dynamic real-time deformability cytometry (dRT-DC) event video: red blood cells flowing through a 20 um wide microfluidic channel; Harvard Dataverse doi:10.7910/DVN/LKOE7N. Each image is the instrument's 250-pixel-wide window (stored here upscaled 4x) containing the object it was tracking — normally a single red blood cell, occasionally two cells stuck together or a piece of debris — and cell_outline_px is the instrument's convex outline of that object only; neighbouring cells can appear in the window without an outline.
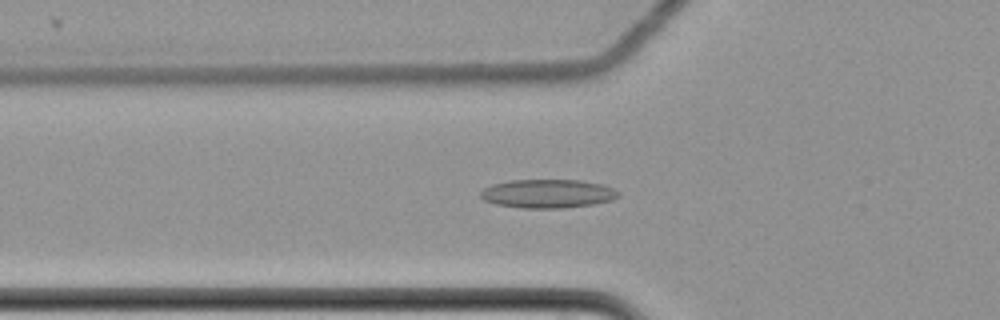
{"species": "common noctule bat (a hibernating species)", "species_latin": "Nyctalus noctula", "temperature_condition": "cold", "stored_images_in_passage": 62, "camera_frame_rate_fps": 3000, "um_per_image_px": 0.085, "animal": {"sex": "female", "body_mass_g": 22.7, "forearm_length_mm": 54.2}, "frame": {"image": 1, "passage_image": 24, "time_ms": 7.667, "image_size_px": [1000, 320], "cell_outline_px": [[620, 196], [612, 200], [592, 204], [564, 208], [520, 208], [496, 204], [484, 200], [480, 196], [480, 192], [484, 188], [492, 184], [508, 180], [580, 180], [600, 184], [612, 188], [620, 192]], "centroid_in_image_um": [46.54, 16.46], "position_along_channel_um": 79.3, "area_um2": 23.06}}
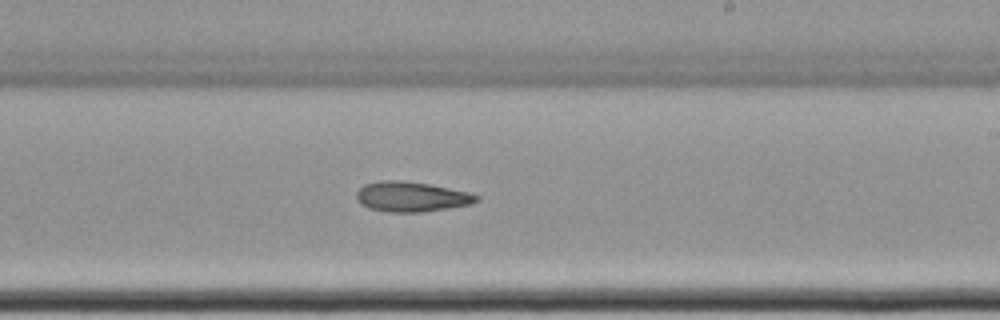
{"frame": {"image": 2, "passage_image": 39, "time_ms": 12.667, "image_size_px": [1000, 320], "cell_outline_px": [[480, 200], [472, 204], [448, 208], [420, 212], [388, 212], [372, 208], [360, 204], [356, 196], [356, 192], [364, 184], [380, 180], [404, 180], [428, 184], [468, 192], [480, 196]], "centroid_in_image_um": [34.97, 16.71], "position_along_channel_um": 254.0, "area_um2": 20.98}}
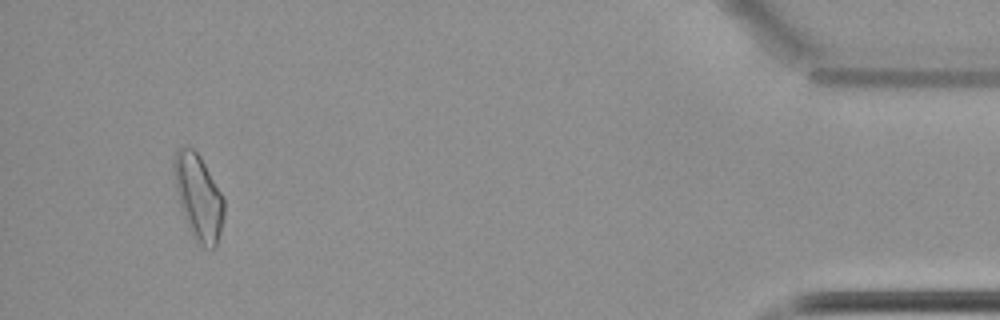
{"frame": {"image": 3, "passage_image": 59, "time_ms": 19.333, "image_size_px": [1000, 320], "cell_outline_px": [[224, 216], [216, 248], [212, 252], [200, 244], [192, 236], [184, 216], [180, 204], [176, 188], [172, 168], [172, 160], [176, 148], [192, 148], [200, 156], [224, 196]], "centroid_in_image_um": [16.88, 16.76], "position_along_channel_um": 418.3, "area_um2": 25.09}}